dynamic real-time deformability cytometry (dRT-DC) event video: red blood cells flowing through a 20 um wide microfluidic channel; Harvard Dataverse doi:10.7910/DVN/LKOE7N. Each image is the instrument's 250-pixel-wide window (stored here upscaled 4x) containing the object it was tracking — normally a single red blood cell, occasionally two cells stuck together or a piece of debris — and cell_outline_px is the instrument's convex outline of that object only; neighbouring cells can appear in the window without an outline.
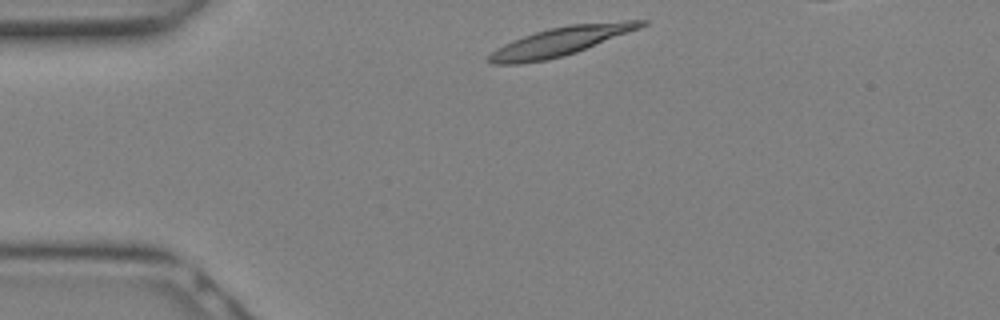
{"species": "Egyptian fruit bat (a non-hibernating species)", "species_latin": "Rousettus aegyptiacus", "temperature_condition": "warm", "stored_images_in_passage": 7, "camera_frame_rate_fps": 3000, "um_per_image_px": 0.085, "animal": {"sex": "female"}, "frame": {"image": 1, "passage_image": 1, "time_ms": 0.0, "image_size_px": [1000, 320], "cell_outline_px": [[648, 24], [640, 28], [576, 52], [564, 56], [544, 60], [520, 64], [492, 64], [488, 60], [488, 56], [496, 48], [512, 40], [536, 32], [552, 28], [572, 24], [628, 20], [648, 20]], "centroid_in_image_um": [47.66, 3.51], "position_along_channel_um": 37.3, "area_um2": 25.2}}
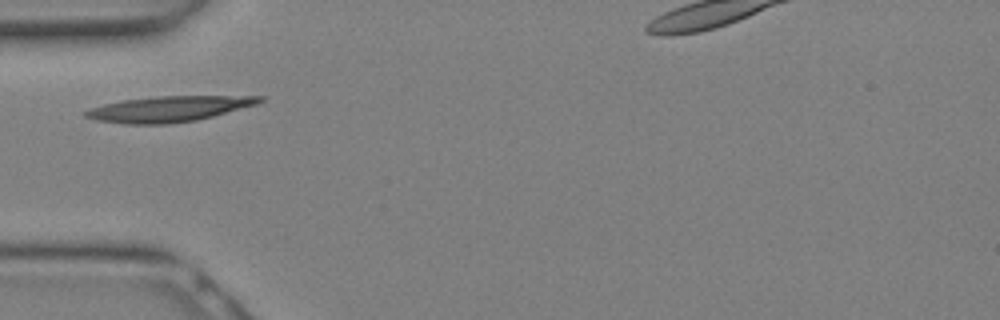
{"frame": {"image": 2, "passage_image": 4, "time_ms": 1.0, "image_size_px": [1000, 320], "cell_outline_px": [[268, 96], [264, 100], [256, 104], [212, 116], [196, 120], [168, 124], [124, 124], [96, 120], [84, 116], [84, 112], [88, 108], [104, 104], [124, 100], [156, 96]], "centroid_in_image_um": [14.32, 9.26], "position_along_channel_um": 70.7, "area_um2": 25.84}}
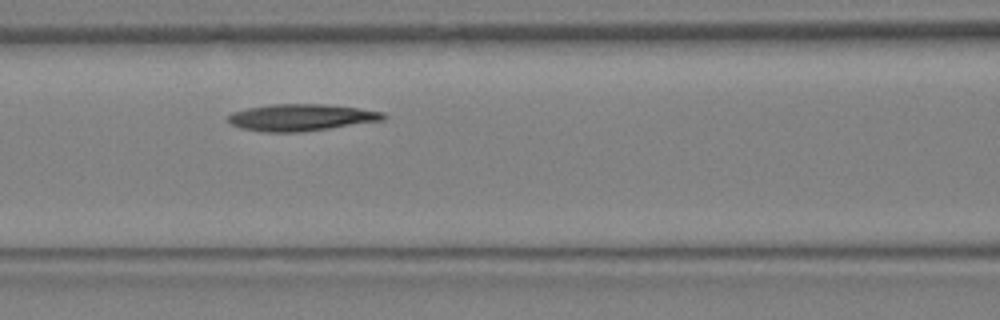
{"frame": {"image": 3, "passage_image": 7, "time_ms": 2.0, "image_size_px": [1000, 320], "cell_outline_px": [[388, 116], [384, 120], [332, 128], [300, 132], [264, 132], [240, 128], [232, 124], [228, 120], [228, 116], [232, 112], [248, 108], [268, 104], [324, 104], [360, 108], [384, 112]], "centroid_in_image_um": [25.63, 9.98], "position_along_channel_um": 141.0, "area_um2": 24.39}}